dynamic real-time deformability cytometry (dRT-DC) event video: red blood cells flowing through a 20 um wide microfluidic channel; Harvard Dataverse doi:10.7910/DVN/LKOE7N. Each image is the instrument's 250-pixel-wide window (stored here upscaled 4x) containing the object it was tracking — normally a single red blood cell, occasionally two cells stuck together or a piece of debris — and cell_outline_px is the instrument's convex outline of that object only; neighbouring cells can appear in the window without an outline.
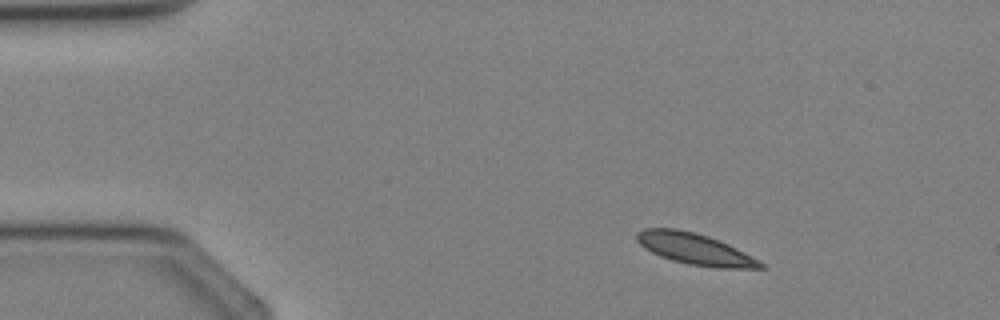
{"species": "Egyptian fruit bat (a non-hibernating species)", "species_latin": "Rousettus aegyptiacus", "temperature_condition": "cold", "stored_images_in_passage": 2, "camera_frame_rate_fps": 3000, "um_per_image_px": 0.085, "animal": {"sex": "female"}, "frame": {"image": 1, "passage_image": 1, "time_ms": 0.0, "image_size_px": [1000, 320], "cell_outline_px": [[768, 268], [716, 268], [688, 264], [672, 260], [660, 256], [644, 248], [636, 240], [636, 232], [644, 228], [676, 228], [708, 236], [720, 240], [760, 260]], "centroid_in_image_um": [59.07, 21.16], "position_along_channel_um": 25.9, "area_um2": 22.6}}